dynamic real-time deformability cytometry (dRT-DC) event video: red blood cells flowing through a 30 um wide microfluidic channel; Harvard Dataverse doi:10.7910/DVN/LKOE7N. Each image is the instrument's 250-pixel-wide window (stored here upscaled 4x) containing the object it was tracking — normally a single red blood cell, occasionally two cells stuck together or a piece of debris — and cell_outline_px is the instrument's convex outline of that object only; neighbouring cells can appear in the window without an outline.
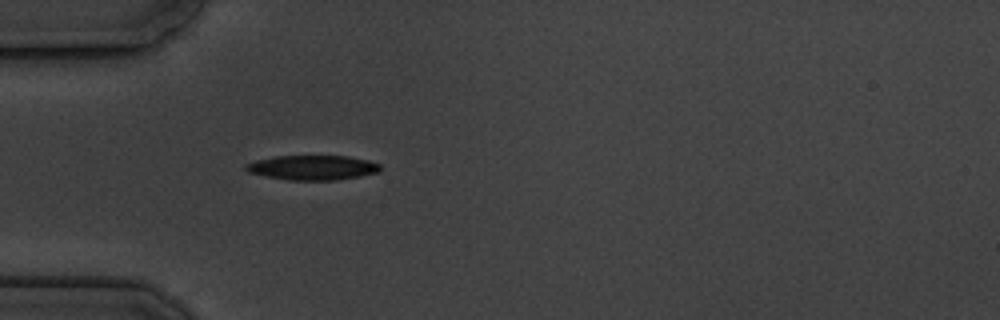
{"species": "common noctule bat (a hibernating species)", "species_latin": "Nyctalus noctula", "temperature_condition": "cold", "stored_images_in_passage": 5, "camera_frame_rate_fps": 3000, "um_per_image_px": 0.085, "animal": {"sex": "male", "body_mass_g": 19.5, "forearm_length_mm": 54.6}, "frame": {"image": 1, "passage_image": 5, "time_ms": 4.333, "image_size_px": [1000, 320], "cell_outline_px": [[380, 172], [360, 176], [336, 180], [288, 180], [248, 172], [244, 168], [244, 164], [256, 160], [276, 156], [348, 156], [368, 160], [380, 164]], "centroid_in_image_um": [26.58, 14.24], "position_along_channel_um": 58.4, "area_um2": 19.31}}